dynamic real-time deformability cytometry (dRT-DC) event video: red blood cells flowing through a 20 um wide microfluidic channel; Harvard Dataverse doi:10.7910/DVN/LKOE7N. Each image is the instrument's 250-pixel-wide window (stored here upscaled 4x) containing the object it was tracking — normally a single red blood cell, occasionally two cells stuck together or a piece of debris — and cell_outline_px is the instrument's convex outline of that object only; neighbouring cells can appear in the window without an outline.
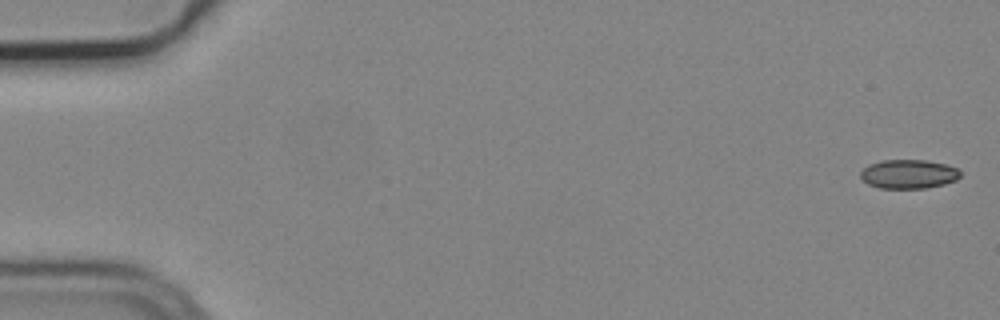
{"species": "common noctule bat (a hibernating species)", "species_latin": "Nyctalus noctula", "temperature_condition": "cold", "stored_images_in_passage": 5, "camera_frame_rate_fps": 3000, "um_per_image_px": 0.085, "animal": {"sex": "male", "body_mass_g": 19.2, "forearm_length_mm": 51.8}, "frame": {"image": 1, "passage_image": 1, "time_ms": 0.0, "image_size_px": [1000, 320], "cell_outline_px": [[960, 176], [956, 180], [944, 184], [924, 188], [880, 188], [868, 184], [860, 176], [860, 172], [868, 164], [884, 160], [924, 160], [944, 164], [960, 168]], "centroid_in_image_um": [77.24, 14.79], "position_along_channel_um": 7.8, "area_um2": 16.82}}
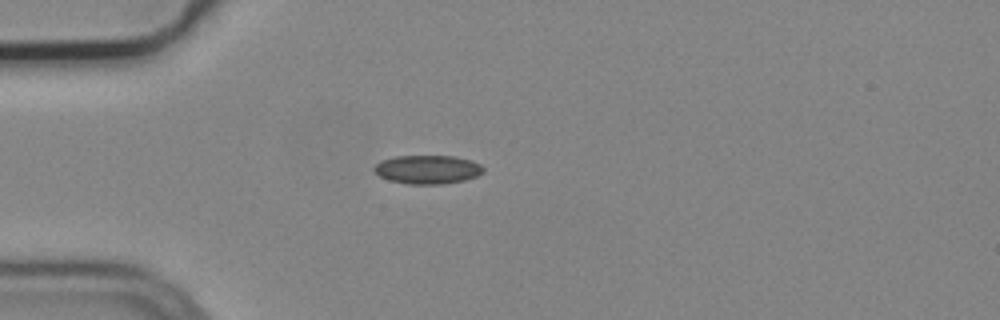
{"frame": {"image": 2, "passage_image": 4, "time_ms": 1.0, "image_size_px": [1000, 320], "cell_outline_px": [[484, 172], [476, 176], [464, 180], [440, 184], [408, 184], [388, 180], [380, 176], [372, 168], [380, 160], [396, 156], [456, 156], [472, 160], [480, 164], [484, 168]], "centroid_in_image_um": [36.34, 14.4], "position_along_channel_um": 48.7, "area_um2": 18.32}}